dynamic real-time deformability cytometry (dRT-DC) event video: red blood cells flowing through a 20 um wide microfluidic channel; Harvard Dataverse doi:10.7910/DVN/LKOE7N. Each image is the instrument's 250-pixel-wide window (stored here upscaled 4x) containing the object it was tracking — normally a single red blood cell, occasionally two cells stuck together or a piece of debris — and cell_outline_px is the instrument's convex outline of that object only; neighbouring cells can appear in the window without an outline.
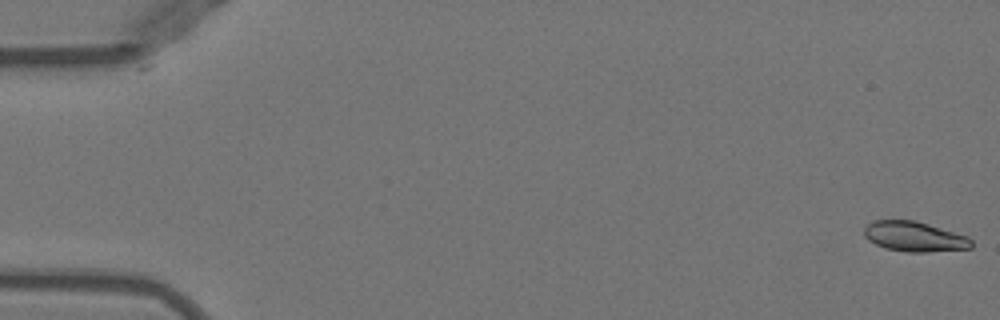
{"species": "Egyptian fruit bat (a non-hibernating species)", "species_latin": "Rousettus aegyptiacus", "temperature_condition": "warm", "stored_images_in_passage": 51, "camera_frame_rate_fps": 3000, "um_per_image_px": 0.085, "animal": {"sex": "female"}, "frame": {"image": 1, "passage_image": 1, "time_ms": 0.0, "image_size_px": [1000, 320], "cell_outline_px": [[972, 248], [928, 252], [908, 252], [884, 248], [868, 240], [864, 236], [864, 228], [872, 220], [916, 220], [968, 236], [972, 240]], "centroid_in_image_um": [77.72, 20.1], "position_along_channel_um": 7.3, "area_um2": 18.9}}
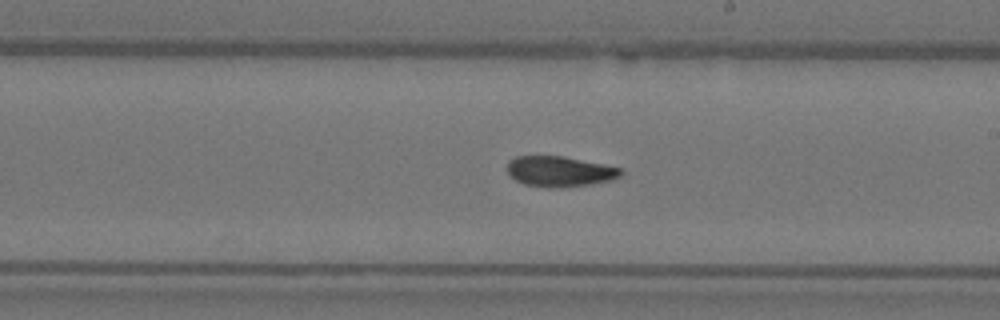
{"frame": {"image": 2, "passage_image": 30, "time_ms": 9.667, "image_size_px": [1000, 320], "cell_outline_px": [[624, 172], [620, 176], [612, 180], [592, 184], [560, 188], [548, 188], [524, 184], [516, 180], [508, 172], [508, 160], [516, 156], [564, 156], [624, 168]], "centroid_in_image_um": [47.62, 14.57], "position_along_channel_um": 241.4, "area_um2": 20.4}}
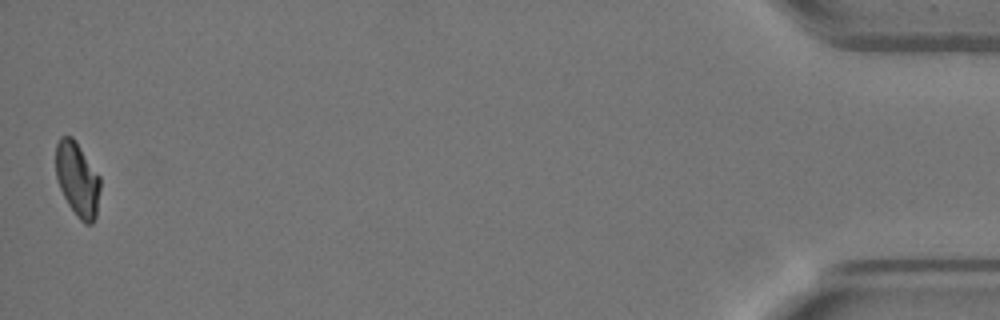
{"frame": {"image": 3, "passage_image": 51, "time_ms": 16.667, "image_size_px": [1000, 320], "cell_outline_px": [[100, 188], [96, 216], [92, 224], [84, 224], [76, 216], [68, 204], [60, 188], [56, 176], [56, 144], [60, 136], [72, 136], [76, 140], [100, 176]], "centroid_in_image_um": [6.59, 15.23], "position_along_channel_um": 428.6, "area_um2": 19.36}, "authors_computed_cell_mechanics": {"area_um2": 19.9988, "velocity_mm_per_s": 3.9842, "shape_relaxation_time_tau1_ms": 7.1313, "shape_relaxation_time_tau2_ms": 2.4715, "deformation_change_tau1": 0.2197, "deformation_change_tau2": 0.0736}}